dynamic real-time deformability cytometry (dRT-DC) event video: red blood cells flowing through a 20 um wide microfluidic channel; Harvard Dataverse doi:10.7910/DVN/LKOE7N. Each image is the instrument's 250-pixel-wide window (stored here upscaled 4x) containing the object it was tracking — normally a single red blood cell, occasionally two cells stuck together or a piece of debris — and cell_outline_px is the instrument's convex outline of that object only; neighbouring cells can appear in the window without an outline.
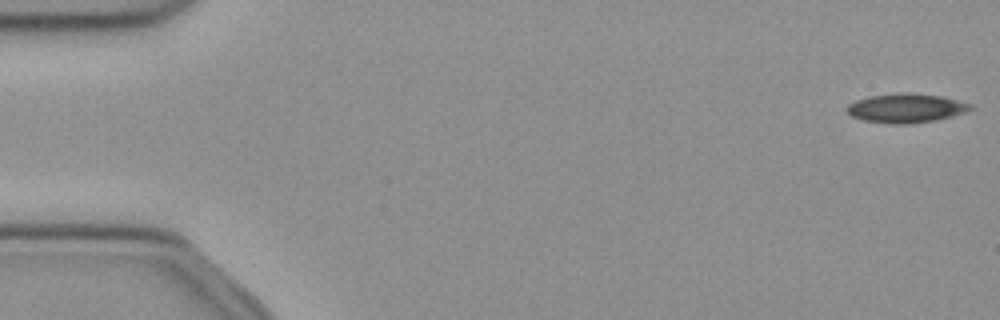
{"species": "common noctule bat (a hibernating species)", "species_latin": "Nyctalus noctula", "temperature_condition": "cold", "stored_images_in_passage": 48, "camera_frame_rate_fps": 3000, "um_per_image_px": 0.085, "animal": {"sex": "female", "body_mass_g": 21.9}, "frame": {"image": 1, "passage_image": 1, "time_ms": 0.0, "image_size_px": [1000, 320], "cell_outline_px": [[976, 108], [952, 116], [936, 120], [912, 124], [892, 124], [864, 120], [852, 116], [844, 108], [848, 104], [856, 100], [872, 96], [896, 92], [912, 92], [944, 96], [972, 104]], "centroid_in_image_um": [77.05, 9.18], "position_along_channel_um": 8.0, "area_um2": 21.27}}
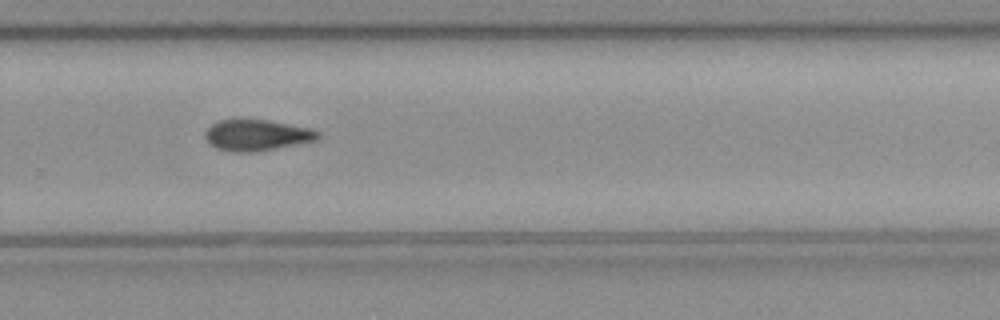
{"frame": {"image": 2, "passage_image": 34, "time_ms": 11.0, "image_size_px": [1000, 320], "cell_outline_px": [[320, 136], [316, 140], [276, 148], [248, 152], [236, 152], [216, 148], [204, 136], [204, 132], [212, 124], [220, 120], [268, 120], [308, 128], [320, 132]], "centroid_in_image_um": [21.82, 11.48], "position_along_channel_um": 308.0, "area_um2": 19.94}}
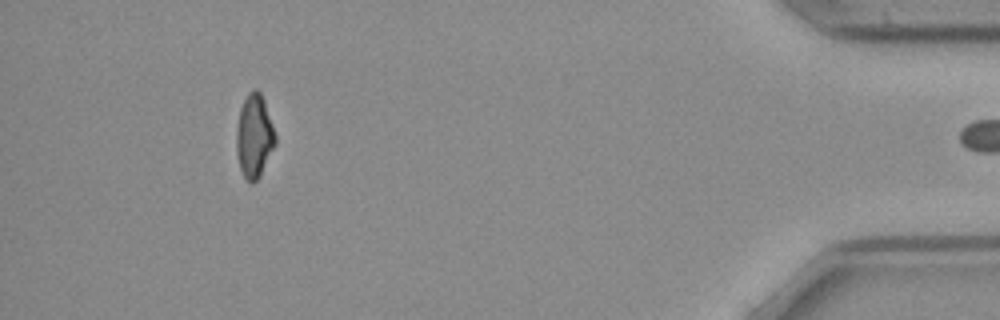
{"frame": {"image": 3, "passage_image": 47, "time_ms": 15.333, "image_size_px": [1000, 320], "cell_outline_px": [[276, 144], [260, 176], [252, 184], [244, 176], [240, 168], [236, 152], [236, 128], [240, 108], [248, 92], [252, 88], [256, 88], [260, 92], [264, 100], [276, 136]], "centroid_in_image_um": [21.6, 11.55], "position_along_channel_um": 413.6, "area_um2": 18.96}}